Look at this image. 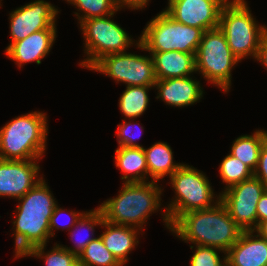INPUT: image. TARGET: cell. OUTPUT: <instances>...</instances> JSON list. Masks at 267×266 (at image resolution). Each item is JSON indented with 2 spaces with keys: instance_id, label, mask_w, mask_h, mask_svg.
Here are the masks:
<instances>
[{
  "instance_id": "7c38bea8",
  "label": "cell",
  "mask_w": 267,
  "mask_h": 266,
  "mask_svg": "<svg viewBox=\"0 0 267 266\" xmlns=\"http://www.w3.org/2000/svg\"><path fill=\"white\" fill-rule=\"evenodd\" d=\"M45 0H35L13 9L9 13L10 43L20 41L31 33L44 29H57L58 7Z\"/></svg>"
},
{
  "instance_id": "44dd1931",
  "label": "cell",
  "mask_w": 267,
  "mask_h": 266,
  "mask_svg": "<svg viewBox=\"0 0 267 266\" xmlns=\"http://www.w3.org/2000/svg\"><path fill=\"white\" fill-rule=\"evenodd\" d=\"M143 149L147 160L148 182L149 180L159 182L164 180V177H170L183 164V162L176 163L174 152L167 142L158 141Z\"/></svg>"
},
{
  "instance_id": "cb8c5ba5",
  "label": "cell",
  "mask_w": 267,
  "mask_h": 266,
  "mask_svg": "<svg viewBox=\"0 0 267 266\" xmlns=\"http://www.w3.org/2000/svg\"><path fill=\"white\" fill-rule=\"evenodd\" d=\"M153 86H127L122 92L118 106L123 119H137L147 110L150 102L149 90Z\"/></svg>"
},
{
  "instance_id": "603a6c76",
  "label": "cell",
  "mask_w": 267,
  "mask_h": 266,
  "mask_svg": "<svg viewBox=\"0 0 267 266\" xmlns=\"http://www.w3.org/2000/svg\"><path fill=\"white\" fill-rule=\"evenodd\" d=\"M266 139L267 130L264 129H256L251 135L243 134L232 142L229 154L238 158L254 172L258 165L261 147Z\"/></svg>"
},
{
  "instance_id": "4316f807",
  "label": "cell",
  "mask_w": 267,
  "mask_h": 266,
  "mask_svg": "<svg viewBox=\"0 0 267 266\" xmlns=\"http://www.w3.org/2000/svg\"><path fill=\"white\" fill-rule=\"evenodd\" d=\"M77 258L83 266H123L108 251L100 236L92 240Z\"/></svg>"
},
{
  "instance_id": "4dcf8cb0",
  "label": "cell",
  "mask_w": 267,
  "mask_h": 266,
  "mask_svg": "<svg viewBox=\"0 0 267 266\" xmlns=\"http://www.w3.org/2000/svg\"><path fill=\"white\" fill-rule=\"evenodd\" d=\"M67 212V213H66ZM86 211H73V210H66L64 208H61L58 204L55 206L52 216L50 217L49 221V227H50V236L51 238L55 236V231H59L60 229L63 231L67 230L69 231L76 222L80 219V217L85 213ZM63 213H66L67 217H70V220L65 222H60L61 215ZM65 215V214H63ZM62 215V216H63ZM63 218V217H62ZM65 223V224H64Z\"/></svg>"
},
{
  "instance_id": "52a82bcc",
  "label": "cell",
  "mask_w": 267,
  "mask_h": 266,
  "mask_svg": "<svg viewBox=\"0 0 267 266\" xmlns=\"http://www.w3.org/2000/svg\"><path fill=\"white\" fill-rule=\"evenodd\" d=\"M204 32L176 21L162 10L146 23L136 48L145 52L175 50L196 54Z\"/></svg>"
},
{
  "instance_id": "e575fe53",
  "label": "cell",
  "mask_w": 267,
  "mask_h": 266,
  "mask_svg": "<svg viewBox=\"0 0 267 266\" xmlns=\"http://www.w3.org/2000/svg\"><path fill=\"white\" fill-rule=\"evenodd\" d=\"M255 60L267 70V33L261 39Z\"/></svg>"
},
{
  "instance_id": "2e32d148",
  "label": "cell",
  "mask_w": 267,
  "mask_h": 266,
  "mask_svg": "<svg viewBox=\"0 0 267 266\" xmlns=\"http://www.w3.org/2000/svg\"><path fill=\"white\" fill-rule=\"evenodd\" d=\"M56 38L57 29H44L14 42L4 53L20 70L27 63L35 62L40 65L41 61L49 55Z\"/></svg>"
},
{
  "instance_id": "8d00e7d4",
  "label": "cell",
  "mask_w": 267,
  "mask_h": 266,
  "mask_svg": "<svg viewBox=\"0 0 267 266\" xmlns=\"http://www.w3.org/2000/svg\"><path fill=\"white\" fill-rule=\"evenodd\" d=\"M70 266H83L80 262H79V260L77 259L72 265H70Z\"/></svg>"
},
{
  "instance_id": "ba28073f",
  "label": "cell",
  "mask_w": 267,
  "mask_h": 266,
  "mask_svg": "<svg viewBox=\"0 0 267 266\" xmlns=\"http://www.w3.org/2000/svg\"><path fill=\"white\" fill-rule=\"evenodd\" d=\"M114 16L90 18L79 25L86 57L80 61V67L89 70L103 56L127 52L139 43V36L134 40L125 28L114 21Z\"/></svg>"
},
{
  "instance_id": "ffe728a7",
  "label": "cell",
  "mask_w": 267,
  "mask_h": 266,
  "mask_svg": "<svg viewBox=\"0 0 267 266\" xmlns=\"http://www.w3.org/2000/svg\"><path fill=\"white\" fill-rule=\"evenodd\" d=\"M114 160L116 168L122 172L123 183L148 182L147 160L143 147H117Z\"/></svg>"
},
{
  "instance_id": "5bb4252c",
  "label": "cell",
  "mask_w": 267,
  "mask_h": 266,
  "mask_svg": "<svg viewBox=\"0 0 267 266\" xmlns=\"http://www.w3.org/2000/svg\"><path fill=\"white\" fill-rule=\"evenodd\" d=\"M40 160L0 159V197L17 200L41 181Z\"/></svg>"
},
{
  "instance_id": "277c9868",
  "label": "cell",
  "mask_w": 267,
  "mask_h": 266,
  "mask_svg": "<svg viewBox=\"0 0 267 266\" xmlns=\"http://www.w3.org/2000/svg\"><path fill=\"white\" fill-rule=\"evenodd\" d=\"M48 116L31 111L15 116L0 128V159H42L47 148Z\"/></svg>"
},
{
  "instance_id": "4fadbf2b",
  "label": "cell",
  "mask_w": 267,
  "mask_h": 266,
  "mask_svg": "<svg viewBox=\"0 0 267 266\" xmlns=\"http://www.w3.org/2000/svg\"><path fill=\"white\" fill-rule=\"evenodd\" d=\"M228 1L168 0V6L163 10L182 24L206 31L218 28L221 9Z\"/></svg>"
},
{
  "instance_id": "e0dca14e",
  "label": "cell",
  "mask_w": 267,
  "mask_h": 266,
  "mask_svg": "<svg viewBox=\"0 0 267 266\" xmlns=\"http://www.w3.org/2000/svg\"><path fill=\"white\" fill-rule=\"evenodd\" d=\"M227 266H267V239L256 231H243L226 252Z\"/></svg>"
},
{
  "instance_id": "83f0119b",
  "label": "cell",
  "mask_w": 267,
  "mask_h": 266,
  "mask_svg": "<svg viewBox=\"0 0 267 266\" xmlns=\"http://www.w3.org/2000/svg\"><path fill=\"white\" fill-rule=\"evenodd\" d=\"M46 244L38 245L31 248L22 258L34 257L39 258L44 262L45 266H70L78 258L75 254L70 253L65 248H63L60 243H54L50 251H46Z\"/></svg>"
},
{
  "instance_id": "30bf717a",
  "label": "cell",
  "mask_w": 267,
  "mask_h": 266,
  "mask_svg": "<svg viewBox=\"0 0 267 266\" xmlns=\"http://www.w3.org/2000/svg\"><path fill=\"white\" fill-rule=\"evenodd\" d=\"M89 71L98 72L125 86H155L157 81L153 58L135 52H122L103 56Z\"/></svg>"
},
{
  "instance_id": "8992f818",
  "label": "cell",
  "mask_w": 267,
  "mask_h": 266,
  "mask_svg": "<svg viewBox=\"0 0 267 266\" xmlns=\"http://www.w3.org/2000/svg\"><path fill=\"white\" fill-rule=\"evenodd\" d=\"M208 178L203 171L185 163L169 177L174 196L164 207L171 225L186 212L207 209L220 201V194L214 192Z\"/></svg>"
},
{
  "instance_id": "5b68a950",
  "label": "cell",
  "mask_w": 267,
  "mask_h": 266,
  "mask_svg": "<svg viewBox=\"0 0 267 266\" xmlns=\"http://www.w3.org/2000/svg\"><path fill=\"white\" fill-rule=\"evenodd\" d=\"M246 0H229L221 9L219 29L224 33L232 54L242 62L257 56L267 24H259Z\"/></svg>"
},
{
  "instance_id": "9c48e42d",
  "label": "cell",
  "mask_w": 267,
  "mask_h": 266,
  "mask_svg": "<svg viewBox=\"0 0 267 266\" xmlns=\"http://www.w3.org/2000/svg\"><path fill=\"white\" fill-rule=\"evenodd\" d=\"M196 73L207 83L228 94L232 71L241 61L231 52L226 36L218 28L206 30L195 54Z\"/></svg>"
},
{
  "instance_id": "d4e9b609",
  "label": "cell",
  "mask_w": 267,
  "mask_h": 266,
  "mask_svg": "<svg viewBox=\"0 0 267 266\" xmlns=\"http://www.w3.org/2000/svg\"><path fill=\"white\" fill-rule=\"evenodd\" d=\"M76 8L77 12H73L80 25L84 20L97 17H105L111 14H117L121 11L119 0H66Z\"/></svg>"
},
{
  "instance_id": "f1b7e54d",
  "label": "cell",
  "mask_w": 267,
  "mask_h": 266,
  "mask_svg": "<svg viewBox=\"0 0 267 266\" xmlns=\"http://www.w3.org/2000/svg\"><path fill=\"white\" fill-rule=\"evenodd\" d=\"M193 250L190 258L189 266H227L226 253L214 247L189 245ZM222 254L219 255V254ZM224 255V256H223ZM222 258H221V257Z\"/></svg>"
},
{
  "instance_id": "8fae6325",
  "label": "cell",
  "mask_w": 267,
  "mask_h": 266,
  "mask_svg": "<svg viewBox=\"0 0 267 266\" xmlns=\"http://www.w3.org/2000/svg\"><path fill=\"white\" fill-rule=\"evenodd\" d=\"M265 191L264 184L253 176L219 194L236 224L243 231H252L257 228V204Z\"/></svg>"
},
{
  "instance_id": "7a4b0ae2",
  "label": "cell",
  "mask_w": 267,
  "mask_h": 266,
  "mask_svg": "<svg viewBox=\"0 0 267 266\" xmlns=\"http://www.w3.org/2000/svg\"><path fill=\"white\" fill-rule=\"evenodd\" d=\"M161 186L163 185L154 181L122 183L116 197L103 201L98 208L106 222L135 227L141 231L145 230L149 217L161 210L164 226L171 231L166 210L162 208L164 205L161 203V196L164 188Z\"/></svg>"
},
{
  "instance_id": "6da1fadb",
  "label": "cell",
  "mask_w": 267,
  "mask_h": 266,
  "mask_svg": "<svg viewBox=\"0 0 267 266\" xmlns=\"http://www.w3.org/2000/svg\"><path fill=\"white\" fill-rule=\"evenodd\" d=\"M18 205L13 211L11 221L14 237V258H22L31 248L49 242V221L55 206L56 198L45 178L39 181L23 197L17 199Z\"/></svg>"
},
{
  "instance_id": "ac0fdd59",
  "label": "cell",
  "mask_w": 267,
  "mask_h": 266,
  "mask_svg": "<svg viewBox=\"0 0 267 266\" xmlns=\"http://www.w3.org/2000/svg\"><path fill=\"white\" fill-rule=\"evenodd\" d=\"M102 228L105 230L99 236L105 247L123 266H126L129 254L137 248L140 234L144 235V232L135 227L115 225L105 220Z\"/></svg>"
},
{
  "instance_id": "d590c367",
  "label": "cell",
  "mask_w": 267,
  "mask_h": 266,
  "mask_svg": "<svg viewBox=\"0 0 267 266\" xmlns=\"http://www.w3.org/2000/svg\"><path fill=\"white\" fill-rule=\"evenodd\" d=\"M254 231H256L261 237L267 239V220L262 221Z\"/></svg>"
},
{
  "instance_id": "f546056e",
  "label": "cell",
  "mask_w": 267,
  "mask_h": 266,
  "mask_svg": "<svg viewBox=\"0 0 267 266\" xmlns=\"http://www.w3.org/2000/svg\"><path fill=\"white\" fill-rule=\"evenodd\" d=\"M134 121L136 120L135 119H123L122 123H119L117 125L115 136H117L118 147L120 146L135 147V148L143 147V145H141L137 141L142 136L143 134L142 131L144 130V127L142 126V124L140 125L139 122L136 123Z\"/></svg>"
},
{
  "instance_id": "3957f363",
  "label": "cell",
  "mask_w": 267,
  "mask_h": 266,
  "mask_svg": "<svg viewBox=\"0 0 267 266\" xmlns=\"http://www.w3.org/2000/svg\"><path fill=\"white\" fill-rule=\"evenodd\" d=\"M242 232L221 201L207 209L186 212L171 225V233L182 242L214 247L225 253Z\"/></svg>"
},
{
  "instance_id": "1f68e13d",
  "label": "cell",
  "mask_w": 267,
  "mask_h": 266,
  "mask_svg": "<svg viewBox=\"0 0 267 266\" xmlns=\"http://www.w3.org/2000/svg\"><path fill=\"white\" fill-rule=\"evenodd\" d=\"M254 177L258 178L264 184L267 191V139L261 147L258 165L254 171Z\"/></svg>"
},
{
  "instance_id": "d6a6232c",
  "label": "cell",
  "mask_w": 267,
  "mask_h": 266,
  "mask_svg": "<svg viewBox=\"0 0 267 266\" xmlns=\"http://www.w3.org/2000/svg\"><path fill=\"white\" fill-rule=\"evenodd\" d=\"M267 220V191L263 193L257 204V227L262 221Z\"/></svg>"
},
{
  "instance_id": "7402d4cb",
  "label": "cell",
  "mask_w": 267,
  "mask_h": 266,
  "mask_svg": "<svg viewBox=\"0 0 267 266\" xmlns=\"http://www.w3.org/2000/svg\"><path fill=\"white\" fill-rule=\"evenodd\" d=\"M104 221V217L102 211L97 207L95 209H91L86 211L80 219L76 222V224L69 230L68 235L70 236V240L74 244L73 246H66L60 244L63 248H65L70 253L75 254L77 257L84 250V248L92 241L95 237V228L102 227ZM86 229V230H84ZM83 231L85 235L80 233ZM91 232V233H90ZM80 234V235H79ZM82 234L83 237H80ZM77 236V237H76ZM81 238H79V237Z\"/></svg>"
},
{
  "instance_id": "d6986e66",
  "label": "cell",
  "mask_w": 267,
  "mask_h": 266,
  "mask_svg": "<svg viewBox=\"0 0 267 266\" xmlns=\"http://www.w3.org/2000/svg\"><path fill=\"white\" fill-rule=\"evenodd\" d=\"M153 58L157 80L188 77L196 73L195 54L181 51L148 52Z\"/></svg>"
},
{
  "instance_id": "9a60e30c",
  "label": "cell",
  "mask_w": 267,
  "mask_h": 266,
  "mask_svg": "<svg viewBox=\"0 0 267 266\" xmlns=\"http://www.w3.org/2000/svg\"><path fill=\"white\" fill-rule=\"evenodd\" d=\"M200 82L195 76L157 80L154 86L157 90L155 98L171 107L193 106L200 102L205 94Z\"/></svg>"
},
{
  "instance_id": "836d02e7",
  "label": "cell",
  "mask_w": 267,
  "mask_h": 266,
  "mask_svg": "<svg viewBox=\"0 0 267 266\" xmlns=\"http://www.w3.org/2000/svg\"><path fill=\"white\" fill-rule=\"evenodd\" d=\"M150 0H119L121 7L125 9L132 10H141L145 9L147 6H149Z\"/></svg>"
},
{
  "instance_id": "484cf974",
  "label": "cell",
  "mask_w": 267,
  "mask_h": 266,
  "mask_svg": "<svg viewBox=\"0 0 267 266\" xmlns=\"http://www.w3.org/2000/svg\"><path fill=\"white\" fill-rule=\"evenodd\" d=\"M219 176L222 183H225L221 191L223 192L244 180L250 179L254 176V172L238 158L228 153L220 162Z\"/></svg>"
}]
</instances>
